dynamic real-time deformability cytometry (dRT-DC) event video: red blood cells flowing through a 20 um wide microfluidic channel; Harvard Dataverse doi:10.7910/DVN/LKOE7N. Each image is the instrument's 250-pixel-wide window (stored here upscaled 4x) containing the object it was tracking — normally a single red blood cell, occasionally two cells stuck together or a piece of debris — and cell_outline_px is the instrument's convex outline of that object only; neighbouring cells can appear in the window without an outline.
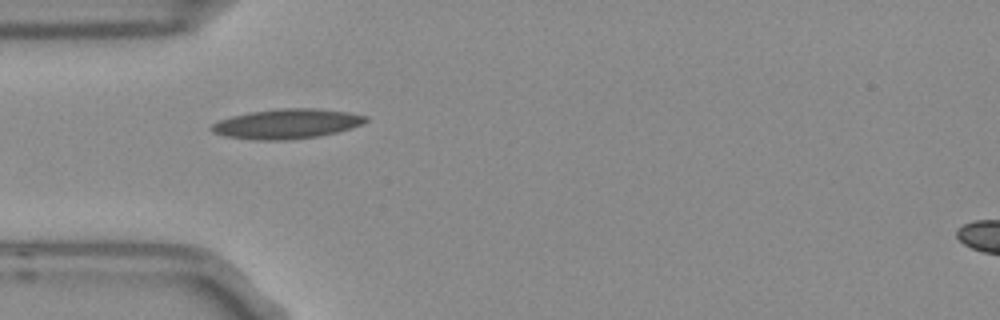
{"species": "Egyptian fruit bat (a non-hibernating species)", "species_latin": "Rousettus aegyptiacus", "temperature_condition": "room temperature", "stored_images_in_passage": 5, "camera_frame_rate_fps": 3000, "um_per_image_px": 0.085, "frame": {"image": 1, "passage_image": 4, "time_ms": 1.0, "image_size_px": [1000, 320], "cell_outline_px": [[368, 120], [360, 124], [336, 132], [320, 136], [288, 140], [252, 140], [224, 136], [212, 132], [208, 128], [212, 124], [220, 120], [232, 116], [252, 112], [280, 108], [316, 108], [348, 112], [368, 116]], "centroid_in_image_um": [24.34, 10.53], "position_along_channel_um": 60.7, "area_um2": 26.7}}
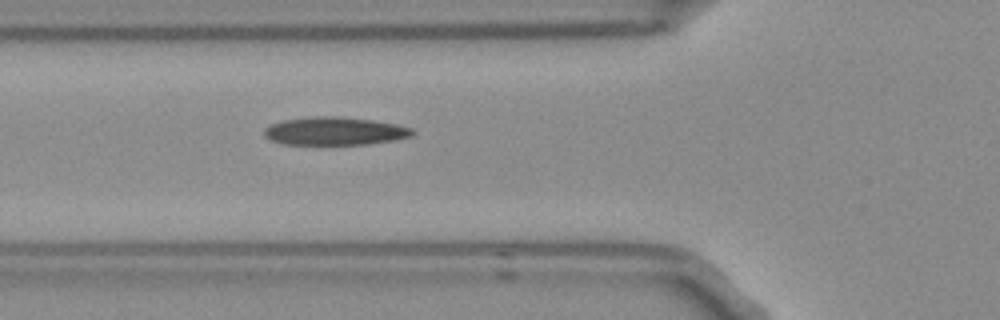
{"frame": {"image": 2, "passage_image": 5, "time_ms": 1.333, "image_size_px": [1000, 320], "cell_outline_px": [[416, 132], [412, 136], [396, 140], [368, 144], [284, 144], [272, 140], [264, 136], [264, 128], [280, 120], [308, 116], [336, 116], [372, 120], [396, 124], [412, 128]], "centroid_in_image_um": [28.46, 11.13], "position_along_channel_um": 97.3, "area_um2": 24.39}}